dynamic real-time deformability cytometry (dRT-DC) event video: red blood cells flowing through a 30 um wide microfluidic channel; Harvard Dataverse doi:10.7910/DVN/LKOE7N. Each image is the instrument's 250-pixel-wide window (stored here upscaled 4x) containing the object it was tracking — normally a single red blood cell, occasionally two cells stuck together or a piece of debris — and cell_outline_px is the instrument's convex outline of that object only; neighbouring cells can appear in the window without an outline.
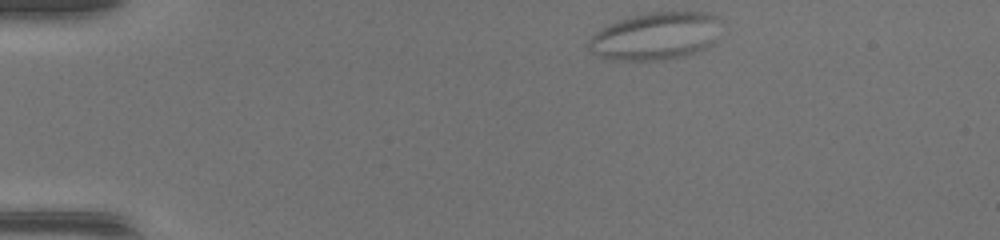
{"species": "common noctule bat (a hibernating species)", "species_latin": "Nyctalus noctula", "temperature_condition": "warm", "stored_images_in_passage": 41, "camera_frame_rate_fps": 3000, "um_per_image_px": 0.085, "animal": {"sex": "female", "body_mass_g": 17.0, "forearm_length_mm": 48.0}, "frame": {"image": 1, "passage_image": 1, "time_ms": 0.0, "image_size_px": [1000, 240], "cell_outline_px": [[716, 16], [712, 44], [704, 48], [684, 56], [660, 60], [612, 60], [600, 56], [588, 48], [588, 40], [596, 32], [608, 24], [628, 16], [648, 12], [708, 12]], "centroid_in_image_um": [55.62, 3.06], "position_along_channel_um": 29.4, "area_um2": 36.01}}
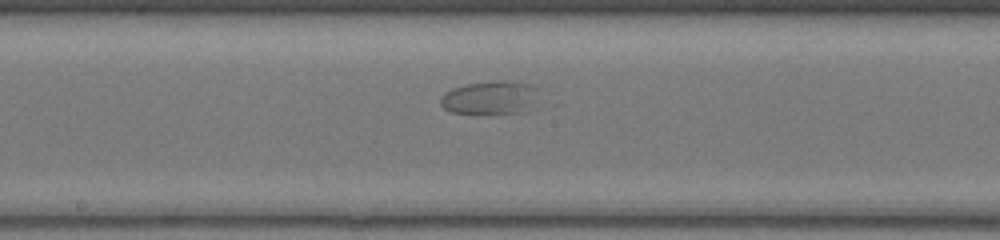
{"frame": {"image": 2, "passage_image": 19, "time_ms": 6.0, "image_size_px": [1000, 240], "cell_outline_px": [[536, 88], [528, 100], [516, 112], [452, 112], [444, 108], [440, 104], [440, 96], [444, 92], [452, 88], [468, 84], [496, 80], [508, 80], [528, 84]], "centroid_in_image_um": [41.43, 8.24], "position_along_channel_um": 206.8, "area_um2": 17.63}}
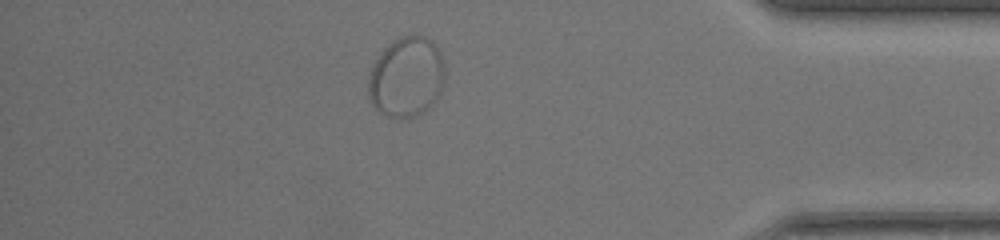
{"frame": {"image": 3, "passage_image": 35, "time_ms": 11.333, "image_size_px": [1000, 240], "cell_outline_px": [[444, 80], [440, 92], [432, 108], [416, 116], [388, 116], [380, 112], [372, 104], [368, 96], [368, 80], [372, 68], [376, 60], [384, 48], [396, 36], [424, 36], [432, 40], [436, 44], [440, 52], [444, 64]], "centroid_in_image_um": [34.57, 6.54], "position_along_channel_um": 400.6, "area_um2": 35.89}}